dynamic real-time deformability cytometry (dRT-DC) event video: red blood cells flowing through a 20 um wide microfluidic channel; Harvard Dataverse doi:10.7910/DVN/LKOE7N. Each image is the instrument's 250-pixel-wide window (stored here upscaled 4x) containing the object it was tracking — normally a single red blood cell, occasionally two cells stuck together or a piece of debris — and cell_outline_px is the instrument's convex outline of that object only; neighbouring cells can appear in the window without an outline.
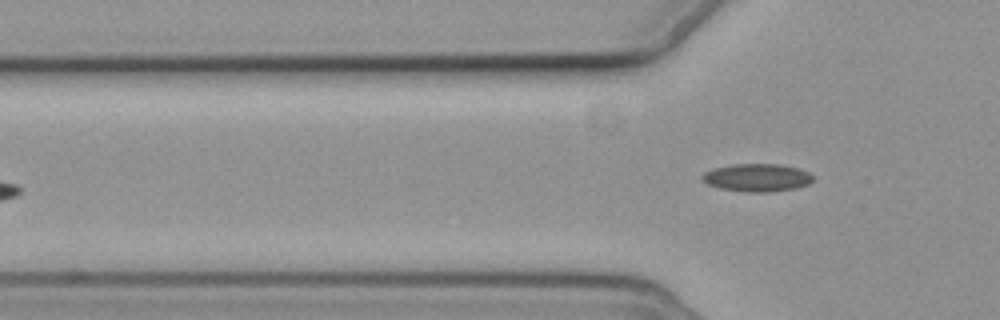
{"species": "common noctule bat (a hibernating species)", "species_latin": "Nyctalus noctula", "temperature_condition": "cold", "stored_images_in_passage": 8, "segment_of_instrument_passage": [2, 2], "camera_frame_rate_fps": 3000, "um_per_image_px": 0.085, "animal": {"sex": "female", "body_mass_g": 19.3, "forearm_length_mm": 54.1}, "frame": {"image": 1, "passage_image": 8, "time_ms": 8.0, "image_size_px": [1000, 320], "cell_outline_px": [[812, 180], [808, 184], [796, 188], [768, 192], [744, 192], [720, 188], [708, 184], [700, 180], [700, 176], [704, 172], [712, 168], [732, 164], [780, 164], [800, 168], [808, 172], [812, 176]], "centroid_in_image_um": [64.31, 15.09], "position_along_channel_um": 61.5, "area_um2": 18.15}}